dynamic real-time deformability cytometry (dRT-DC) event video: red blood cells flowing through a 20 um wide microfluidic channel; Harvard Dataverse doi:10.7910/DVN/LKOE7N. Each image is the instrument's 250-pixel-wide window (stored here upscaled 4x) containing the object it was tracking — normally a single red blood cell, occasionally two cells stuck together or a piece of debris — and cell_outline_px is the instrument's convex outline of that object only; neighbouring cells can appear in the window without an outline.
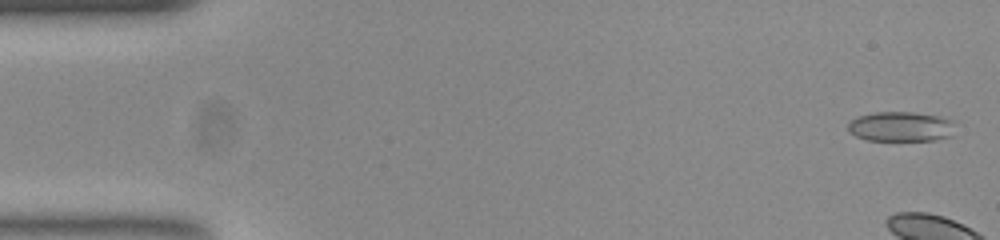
{"species": "common noctule bat (a hibernating species)", "species_latin": "Nyctalus noctula", "temperature_condition": "room temperature", "stored_images_in_passage": 7, "camera_frame_rate_fps": 3000, "um_per_image_px": 0.085, "animal": {"sex": "female", "body_mass_g": 23.0, "forearm_length_mm": 53.4}, "frame": {"image": 1, "passage_image": 2, "time_ms": 0.333, "image_size_px": [1000, 240], "cell_outline_px": [[952, 136], [936, 140], [868, 140], [856, 136], [848, 132], [848, 124], [856, 116], [876, 112], [912, 112], [940, 116], [952, 120]], "centroid_in_image_um": [76.54, 10.76], "position_along_channel_um": 8.5, "area_um2": 18.61}}